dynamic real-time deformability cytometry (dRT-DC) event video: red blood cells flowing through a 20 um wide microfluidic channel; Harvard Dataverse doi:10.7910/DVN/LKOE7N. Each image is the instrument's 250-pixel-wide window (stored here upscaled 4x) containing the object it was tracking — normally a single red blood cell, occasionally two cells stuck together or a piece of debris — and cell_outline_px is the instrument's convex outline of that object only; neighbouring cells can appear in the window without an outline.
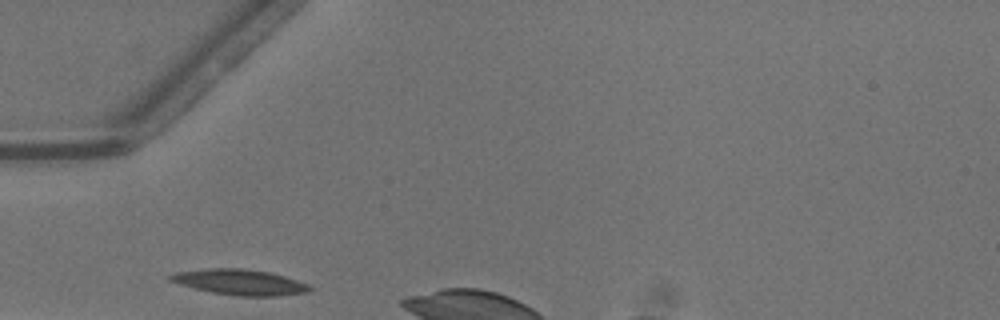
{"species": "common noctule bat (a hibernating species)", "species_latin": "Nyctalus noctula", "temperature_condition": "warm", "stored_images_in_passage": 4, "camera_frame_rate_fps": 3000, "um_per_image_px": 0.085, "animal": {"sex": "male", "body_mass_g": 13.3}, "frame": {"image": 1, "passage_image": 1, "time_ms": 0.0, "image_size_px": [1000, 320], "cell_outline_px": [[312, 288], [308, 292], [280, 296], [236, 296], [212, 292], [180, 284], [168, 280], [168, 276], [176, 272], [208, 268], [244, 268], [268, 272], [284, 276], [308, 284]], "centroid_in_image_um": [20.39, 23.98], "position_along_channel_um": 64.6, "area_um2": 20.69}}